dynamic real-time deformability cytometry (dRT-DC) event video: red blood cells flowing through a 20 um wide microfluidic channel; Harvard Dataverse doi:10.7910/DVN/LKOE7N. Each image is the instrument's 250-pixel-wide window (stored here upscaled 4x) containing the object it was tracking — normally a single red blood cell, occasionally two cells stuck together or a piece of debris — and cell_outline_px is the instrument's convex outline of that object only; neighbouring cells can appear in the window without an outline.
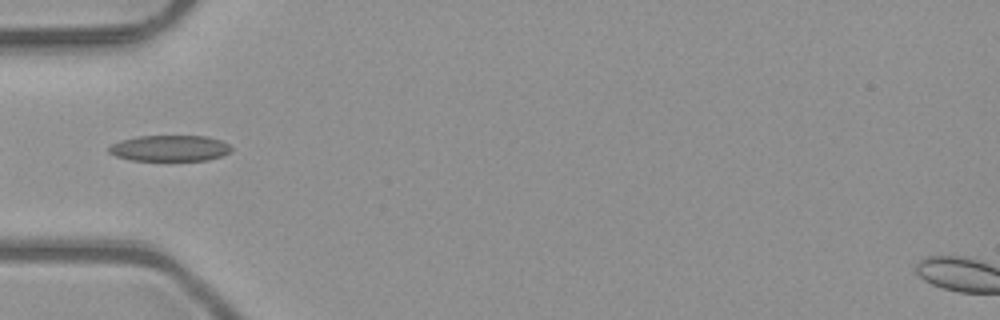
{"species": "common noctule bat (a hibernating species)", "species_latin": "Nyctalus noctula", "temperature_condition": "room temperature", "stored_images_in_passage": 1, "camera_frame_rate_fps": 3000, "um_per_image_px": 0.085, "animal": {"sex": "male", "body_mass_g": 23.1, "forearm_length_mm": 52.7}, "frame": {"image": 1, "passage_image": 1, "time_ms": 0.0, "image_size_px": [1000, 320], "cell_outline_px": [[232, 152], [208, 160], [132, 160], [116, 156], [108, 152], [108, 148], [112, 144], [120, 140], [136, 136], [204, 136], [220, 140], [228, 144], [232, 148]], "centroid_in_image_um": [14.42, 12.59], "position_along_channel_um": 70.6, "area_um2": 18.5}}